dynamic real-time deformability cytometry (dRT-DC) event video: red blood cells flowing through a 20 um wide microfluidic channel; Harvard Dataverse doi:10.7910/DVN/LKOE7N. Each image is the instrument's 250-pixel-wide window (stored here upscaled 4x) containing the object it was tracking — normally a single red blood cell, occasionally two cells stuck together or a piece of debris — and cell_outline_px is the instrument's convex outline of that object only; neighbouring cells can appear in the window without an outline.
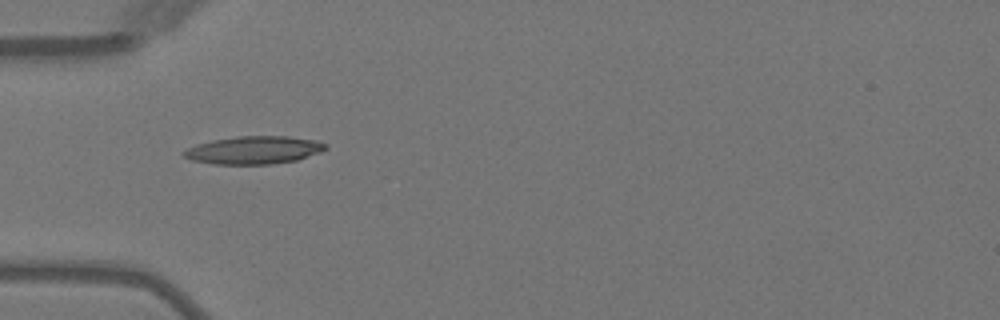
{"species": "Egyptian fruit bat (a non-hibernating species)", "species_latin": "Rousettus aegyptiacus", "temperature_condition": "warm", "stored_images_in_passage": 2, "camera_frame_rate_fps": 3000, "um_per_image_px": 0.085, "animal": {"sex": "female"}, "frame": {"image": 1, "passage_image": 2, "time_ms": 1.0, "image_size_px": [1000, 320], "cell_outline_px": [[328, 148], [320, 152], [296, 160], [272, 164], [212, 164], [192, 160], [184, 156], [180, 152], [196, 144], [212, 140], [236, 136], [288, 136], [316, 140], [328, 144]], "centroid_in_image_um": [21.58, 12.75], "position_along_channel_um": 63.4, "area_um2": 23.12}}